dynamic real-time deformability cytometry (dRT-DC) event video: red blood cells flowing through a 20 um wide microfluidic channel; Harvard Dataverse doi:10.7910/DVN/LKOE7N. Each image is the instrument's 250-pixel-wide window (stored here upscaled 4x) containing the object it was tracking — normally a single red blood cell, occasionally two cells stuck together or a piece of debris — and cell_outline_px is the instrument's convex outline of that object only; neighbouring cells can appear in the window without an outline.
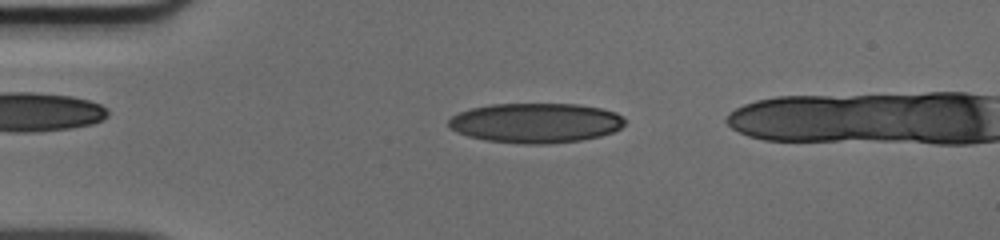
{"species": "human", "species_latin": "Homo sapiens", "temperature_condition": "cold", "stored_images_in_passage": 42, "camera_frame_rate_fps": 3000, "um_per_image_px": 0.085, "donor": {"sex": "male"}, "frame": {"image": 1, "passage_image": 8, "time_ms": 2.333, "image_size_px": [1000, 240], "cell_outline_px": [[624, 124], [620, 128], [612, 132], [600, 136], [580, 140], [548, 144], [524, 144], [484, 140], [468, 136], [456, 132], [448, 124], [448, 120], [452, 116], [460, 112], [472, 108], [492, 104], [580, 104], [600, 108], [616, 112], [624, 116]], "centroid_in_image_um": [45.54, 10.45], "position_along_channel_um": 39.5, "area_um2": 40.92}}
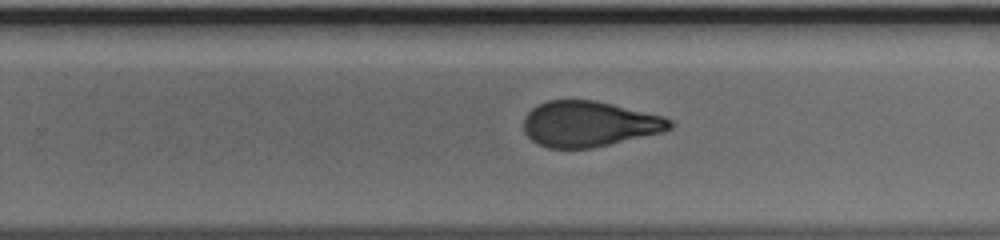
{"frame": {"image": 2, "passage_image": 28, "time_ms": 9.0, "image_size_px": [1000, 240], "cell_outline_px": [[676, 124], [672, 128], [664, 132], [592, 148], [548, 148], [532, 140], [524, 132], [524, 116], [532, 108], [548, 100], [596, 100], [664, 116], [672, 120]], "centroid_in_image_um": [50.11, 10.53], "position_along_channel_um": 279.7, "area_um2": 38.96}}
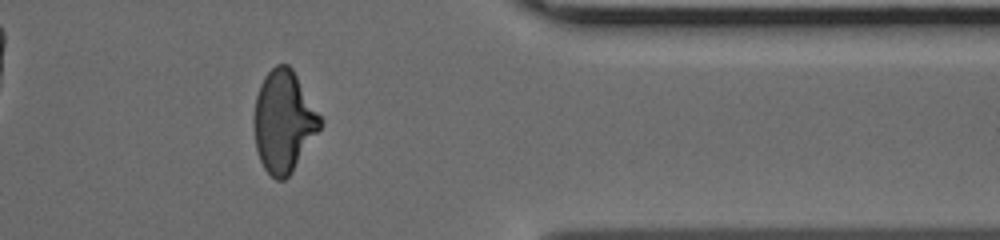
{"frame": {"image": 3, "passage_image": 37, "time_ms": 12.0, "image_size_px": [1000, 240], "cell_outline_px": [[324, 120], [320, 128], [292, 172], [284, 180], [276, 180], [264, 168], [260, 160], [256, 148], [252, 120], [256, 96], [260, 84], [264, 76], [276, 64], [288, 64], [292, 68]], "centroid_in_image_um": [24.1, 10.3], "position_along_channel_um": 387.3, "area_um2": 39.36}}